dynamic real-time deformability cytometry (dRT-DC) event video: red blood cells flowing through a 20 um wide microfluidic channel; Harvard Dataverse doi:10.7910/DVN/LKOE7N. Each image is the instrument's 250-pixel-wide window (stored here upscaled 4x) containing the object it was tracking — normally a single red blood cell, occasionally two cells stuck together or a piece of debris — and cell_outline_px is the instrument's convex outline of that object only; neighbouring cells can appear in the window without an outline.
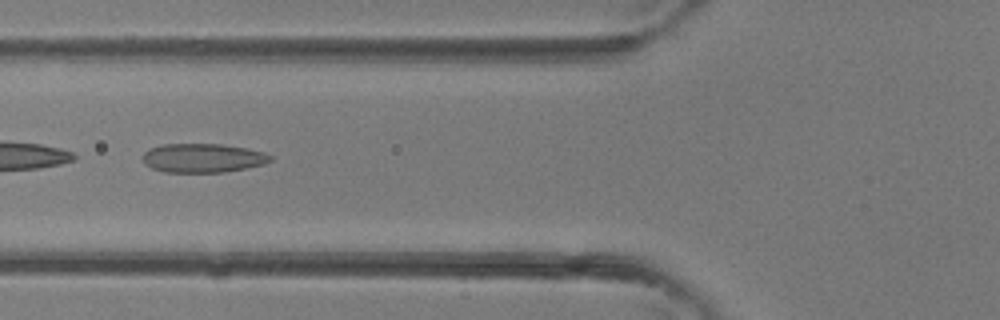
{"species": "common noctule bat (a hibernating species)", "species_latin": "Nyctalus noctula", "temperature_condition": "room temperature", "stored_images_in_passage": 3, "camera_frame_rate_fps": 3000, "um_per_image_px": 0.085, "animal": {"sex": "female"}, "frame": {"image": 1, "passage_image": 3, "time_ms": 0.667, "image_size_px": [1000, 320], "cell_outline_px": [[272, 160], [264, 164], [224, 172], [164, 172], [152, 168], [144, 164], [140, 156], [148, 148], [160, 144], [220, 144], [248, 148], [264, 152], [272, 156]], "centroid_in_image_um": [17.19, 13.42], "position_along_channel_um": 108.6, "area_um2": 21.79}}